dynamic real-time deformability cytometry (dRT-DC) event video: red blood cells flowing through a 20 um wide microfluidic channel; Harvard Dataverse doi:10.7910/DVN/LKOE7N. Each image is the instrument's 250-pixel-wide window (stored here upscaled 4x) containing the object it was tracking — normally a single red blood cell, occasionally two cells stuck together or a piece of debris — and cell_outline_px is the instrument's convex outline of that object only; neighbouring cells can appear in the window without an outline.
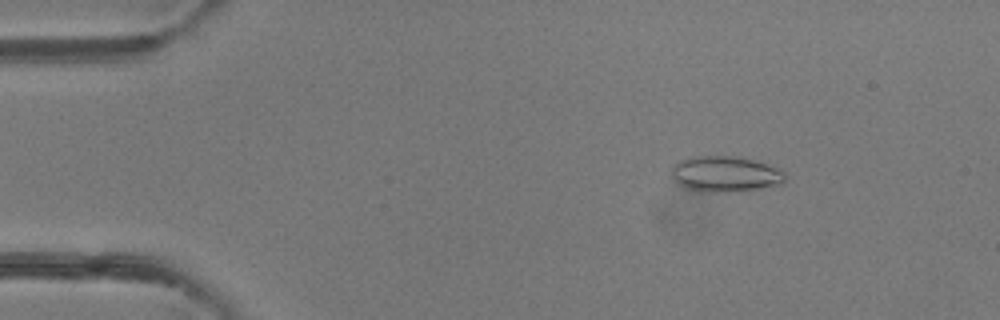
{"species": "common noctule bat (a hibernating species)", "species_latin": "Nyctalus noctula", "temperature_condition": "room temperature", "stored_images_in_passage": 49, "camera_frame_rate_fps": 3000, "um_per_image_px": 0.085, "animal": {"sex": "female"}, "frame": {"image": 1, "passage_image": 7, "time_ms": 2.0, "image_size_px": [1000, 320], "cell_outline_px": [[788, 176], [780, 184], [740, 192], [716, 192], [684, 188], [672, 176], [672, 168], [680, 160], [688, 156], [740, 156], [780, 168]], "centroid_in_image_um": [61.69, 14.78], "position_along_channel_um": 23.3, "area_um2": 23.76}}
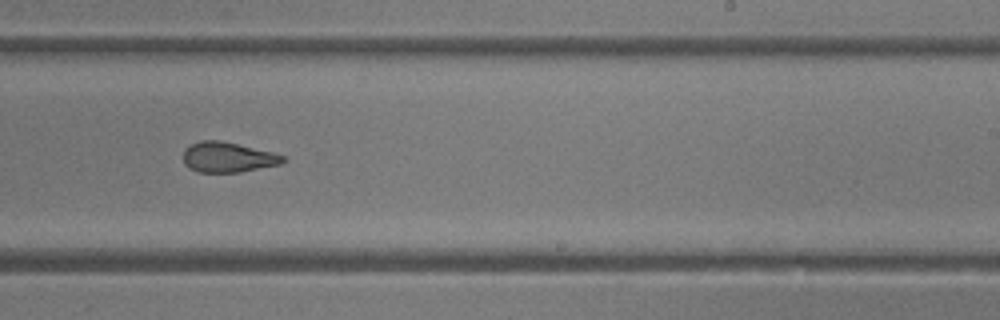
{"frame": {"image": 2, "passage_image": 30, "time_ms": 9.667, "image_size_px": [1000, 320], "cell_outline_px": [[288, 160], [280, 164], [240, 172], [196, 172], [184, 164], [184, 148], [200, 140], [220, 140], [272, 152], [284, 156]], "centroid_in_image_um": [19.36, 13.36], "position_along_channel_um": 269.6, "area_um2": 17.51}}
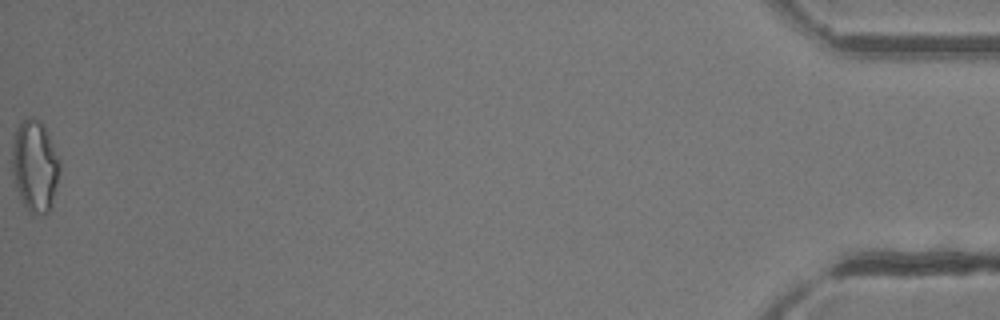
{"frame": {"image": 3, "passage_image": 49, "time_ms": 16.0, "image_size_px": [1000, 320], "cell_outline_px": [[60, 168], [52, 208], [44, 216], [32, 216], [28, 212], [20, 200], [16, 188], [12, 172], [12, 144], [16, 128], [20, 120], [28, 116], [32, 116], [44, 124], [48, 132], [60, 160]], "centroid_in_image_um": [2.96, 14.13], "position_along_channel_um": 432.2, "area_um2": 26.3}, "authors_computed_cell_mechanics": {"area_um2": 19.8832, "velocity_mm_per_s": 4.2305, "shape_relaxation_time_tau1_ms": null, "shape_relaxation_time_tau2_ms": 1.3442, "deformation_change_tau1": null, "deformation_change_tau2": 0.0867}}